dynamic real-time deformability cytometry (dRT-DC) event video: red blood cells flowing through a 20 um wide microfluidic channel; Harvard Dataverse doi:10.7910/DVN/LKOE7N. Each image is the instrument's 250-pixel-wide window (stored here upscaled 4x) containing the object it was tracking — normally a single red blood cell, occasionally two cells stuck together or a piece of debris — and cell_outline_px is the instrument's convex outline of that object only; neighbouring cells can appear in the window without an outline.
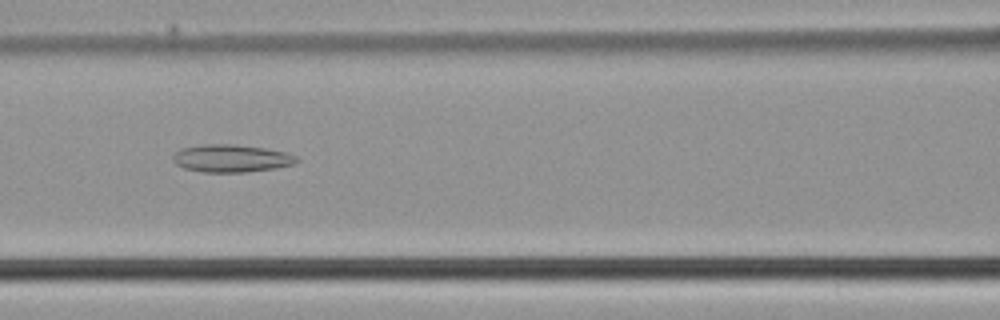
{"species": "common noctule bat (a hibernating species)", "species_latin": "Nyctalus noctula", "temperature_condition": "cold", "stored_images_in_passage": 41, "camera_frame_rate_fps": 3000, "um_per_image_px": 0.085, "animal": {"sex": "male", "body_mass_g": 21.5, "forearm_length_mm": 52.0}, "frame": {"image": 1, "passage_image": 22, "time_ms": 7.0, "image_size_px": [1000, 320], "cell_outline_px": [[300, 160], [296, 164], [276, 168], [244, 172], [204, 172], [184, 168], [176, 164], [172, 160], [172, 156], [180, 148], [200, 144], [236, 144], [264, 148], [284, 152], [296, 156]], "centroid_in_image_um": [19.65, 13.45], "position_along_channel_um": 146.9, "area_um2": 20.06}}
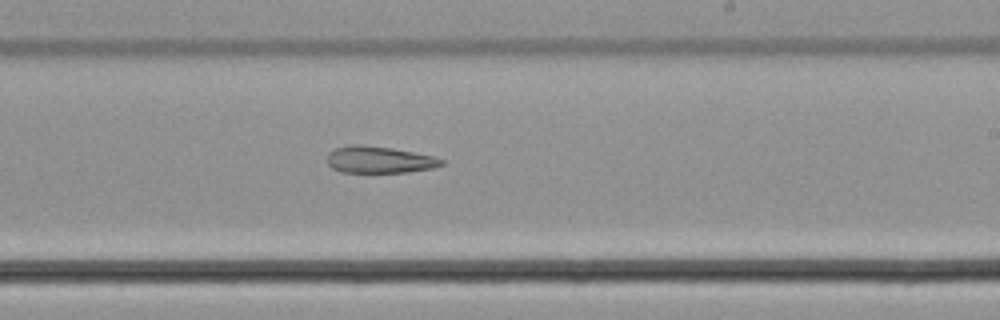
{"frame": {"image": 2, "passage_image": 30, "time_ms": 9.667, "image_size_px": [1000, 320], "cell_outline_px": [[444, 164], [432, 168], [408, 172], [340, 172], [332, 168], [328, 164], [328, 152], [336, 148], [352, 144], [356, 144], [392, 148], [436, 156], [444, 160]], "centroid_in_image_um": [32.25, 13.57], "position_along_channel_um": 256.7, "area_um2": 17.86}}
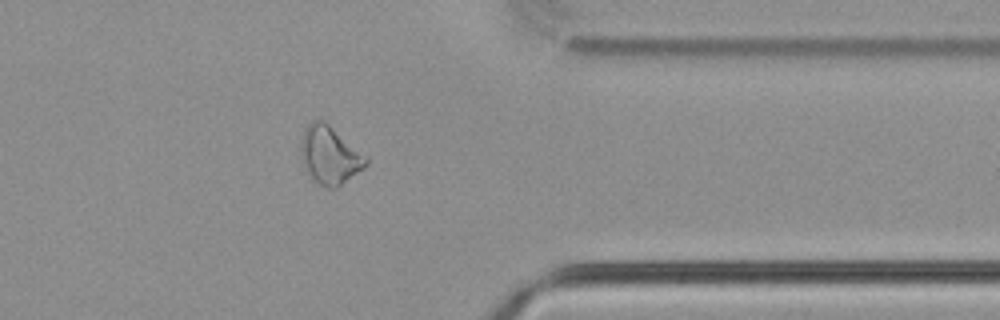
{"frame": {"image": 3, "passage_image": 40, "time_ms": 13.0, "image_size_px": [1000, 320], "cell_outline_px": [[368, 164], [364, 168], [336, 188], [328, 188], [316, 184], [300, 160], [300, 136], [304, 128], [312, 120], [324, 120], [368, 156]], "centroid_in_image_um": [28.01, 13.17], "position_along_channel_um": 383.4, "area_um2": 22.43}}